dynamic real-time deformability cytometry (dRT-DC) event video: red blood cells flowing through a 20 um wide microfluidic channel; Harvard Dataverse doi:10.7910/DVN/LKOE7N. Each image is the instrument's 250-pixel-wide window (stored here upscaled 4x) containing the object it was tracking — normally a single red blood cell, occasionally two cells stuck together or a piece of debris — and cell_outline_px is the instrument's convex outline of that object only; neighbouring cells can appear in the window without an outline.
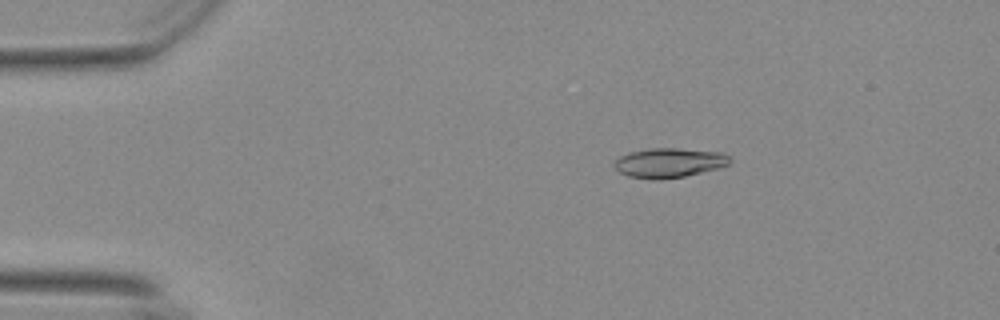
{"species": "Egyptian fruit bat (a non-hibernating species)", "species_latin": "Rousettus aegyptiacus", "temperature_condition": "warm", "stored_images_in_passage": 39, "camera_frame_rate_fps": 3000, "um_per_image_px": 0.085, "animal": {"sex": "female"}, "frame": {"image": 1, "passage_image": 10, "time_ms": 3.0, "image_size_px": [1000, 320], "cell_outline_px": [[732, 160], [728, 164], [720, 168], [684, 176], [660, 180], [628, 176], [620, 172], [616, 168], [616, 160], [620, 156], [628, 152], [648, 148], [680, 148], [724, 152]], "centroid_in_image_um": [56.92, 13.82], "position_along_channel_um": 28.1, "area_um2": 19.94}}
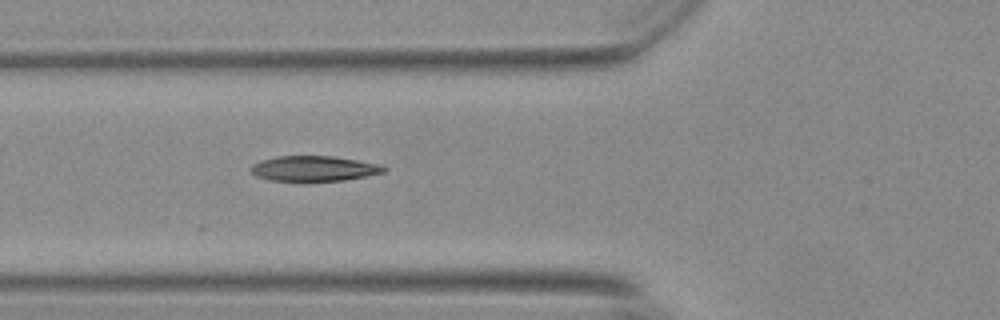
{"frame": {"image": 2, "passage_image": 21, "time_ms": 6.667, "image_size_px": [1000, 320], "cell_outline_px": [[388, 168], [384, 172], [344, 180], [268, 180], [256, 176], [248, 168], [252, 164], [260, 160], [276, 156], [332, 156], [380, 164]], "centroid_in_image_um": [26.64, 14.31], "position_along_channel_um": 99.2, "area_um2": 19.36}}
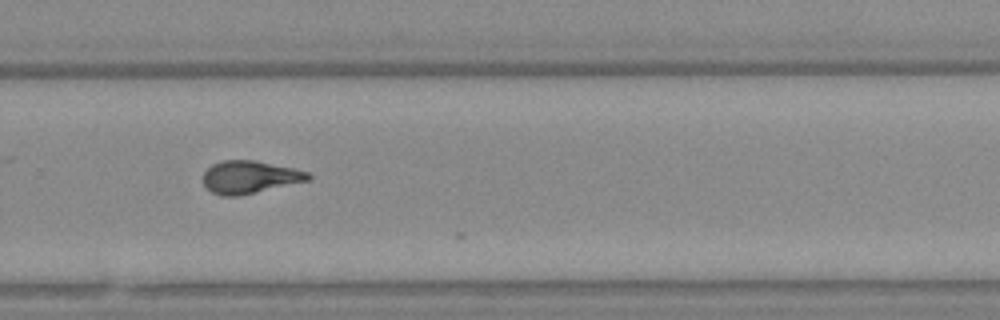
{"frame": {"image": 3, "passage_image": 38, "time_ms": 12.333, "image_size_px": [1000, 320], "cell_outline_px": [[312, 180], [240, 196], [220, 196], [212, 192], [204, 184], [204, 172], [212, 164], [224, 160], [256, 160], [292, 168], [308, 172], [312, 176]], "centroid_in_image_um": [21.26, 15.06], "position_along_channel_um": 308.5, "area_um2": 20.11}}